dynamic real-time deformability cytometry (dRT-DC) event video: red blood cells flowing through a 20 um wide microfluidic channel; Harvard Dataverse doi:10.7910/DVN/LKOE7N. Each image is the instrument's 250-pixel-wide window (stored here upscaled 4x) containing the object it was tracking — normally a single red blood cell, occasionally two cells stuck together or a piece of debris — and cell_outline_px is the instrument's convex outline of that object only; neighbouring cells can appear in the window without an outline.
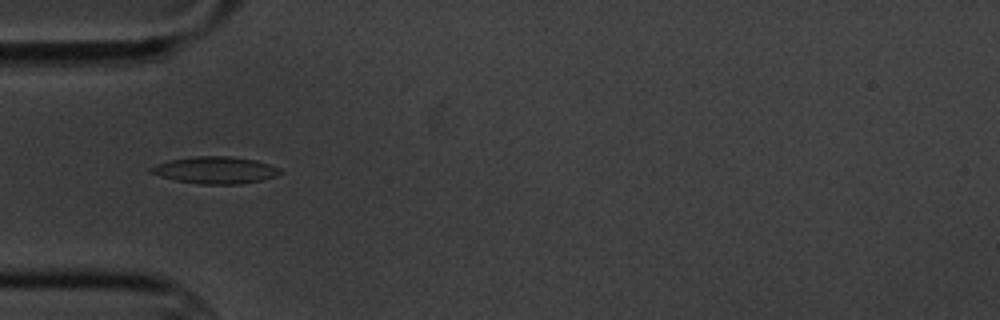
{"species": "common noctule bat (a hibernating species)", "species_latin": "Nyctalus noctula", "temperature_condition": "cold", "stored_images_in_passage": 7, "camera_frame_rate_fps": 3000, "um_per_image_px": 0.085, "animal": {"sex": "male", "body_mass_g": 20.1, "forearm_length_mm": 53.5}, "frame": {"image": 1, "passage_image": 3, "time_ms": 2.333, "image_size_px": [1000, 320], "cell_outline_px": [[284, 172], [276, 176], [260, 180], [240, 184], [200, 184], [176, 180], [160, 176], [148, 172], [148, 168], [156, 164], [172, 160], [192, 156], [228, 156], [256, 160], [280, 168]], "centroid_in_image_um": [18.3, 14.46], "position_along_channel_um": 66.7, "area_um2": 20.29}}
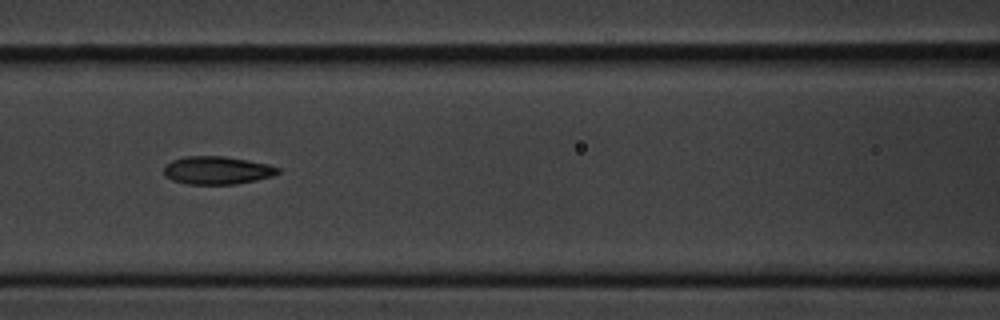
{"frame": {"image": 2, "passage_image": 5, "time_ms": 4.667, "image_size_px": [1000, 320], "cell_outline_px": [[280, 172], [272, 176], [256, 180], [236, 184], [188, 184], [172, 180], [164, 176], [164, 164], [172, 160], [184, 156], [224, 156], [268, 164], [280, 168]], "centroid_in_image_um": [18.42, 14.47], "position_along_channel_um": 148.2, "area_um2": 18.67}}
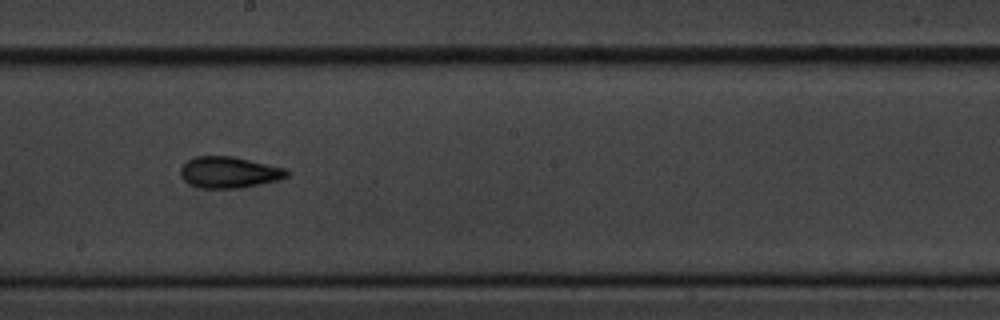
{"frame": {"image": 3, "passage_image": 7, "time_ms": 7.0, "image_size_px": [1000, 320], "cell_outline_px": [[288, 176], [276, 180], [260, 184], [240, 188], [200, 188], [188, 184], [180, 176], [180, 168], [188, 160], [196, 156], [232, 156], [284, 168], [288, 172]], "centroid_in_image_um": [19.42, 14.65], "position_along_channel_um": 228.8, "area_um2": 19.25}}